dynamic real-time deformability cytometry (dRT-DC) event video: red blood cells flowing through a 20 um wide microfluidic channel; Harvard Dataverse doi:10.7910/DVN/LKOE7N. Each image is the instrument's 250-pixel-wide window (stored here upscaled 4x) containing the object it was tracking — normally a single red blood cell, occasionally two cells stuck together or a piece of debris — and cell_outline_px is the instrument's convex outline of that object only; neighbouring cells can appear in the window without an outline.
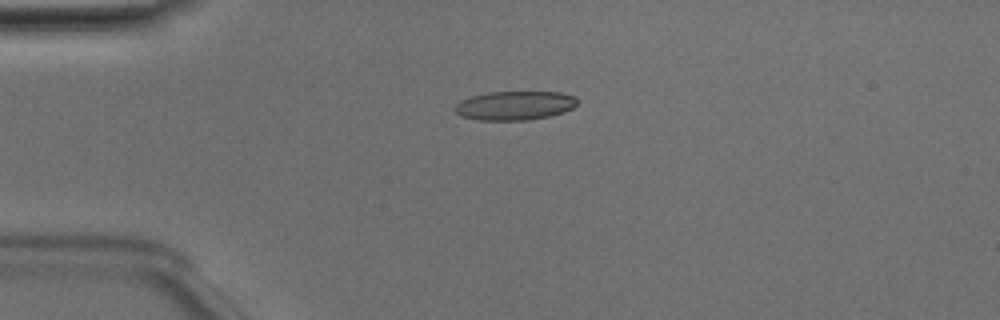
{"species": "Egyptian fruit bat (a non-hibernating species)", "species_latin": "Rousettus aegyptiacus", "temperature_condition": "room temperature", "stored_images_in_passage": 39, "camera_frame_rate_fps": 3000, "um_per_image_px": 0.085, "animal": {"sex": "male"}, "frame": {"image": 1, "passage_image": 1, "time_ms": 0.0, "image_size_px": [1000, 320], "cell_outline_px": [[580, 100], [572, 108], [564, 112], [548, 116], [528, 120], [476, 120], [460, 116], [452, 108], [460, 100], [472, 96], [488, 92], [560, 92], [576, 96]], "centroid_in_image_um": [43.75, 8.97], "position_along_channel_um": 41.3, "area_um2": 20.87}}
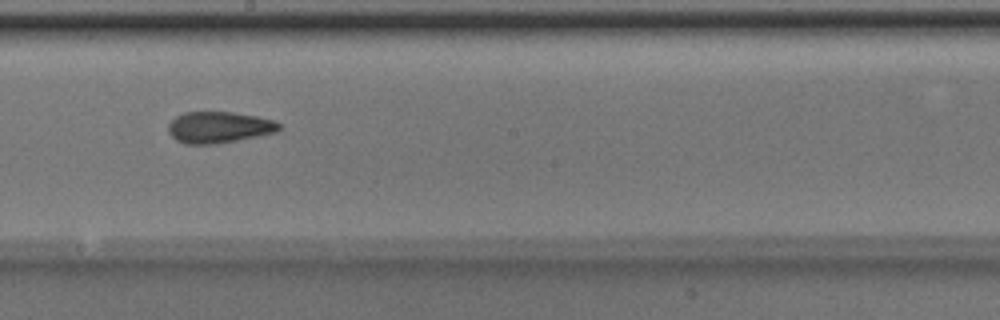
{"frame": {"image": 2, "passage_image": 17, "time_ms": 5.333, "image_size_px": [1000, 320], "cell_outline_px": [[280, 128], [276, 132], [216, 144], [184, 144], [176, 140], [168, 132], [168, 124], [176, 116], [184, 112], [232, 112], [256, 116], [276, 120], [280, 124]], "centroid_in_image_um": [18.59, 10.82], "position_along_channel_um": 229.6, "area_um2": 20.23}}
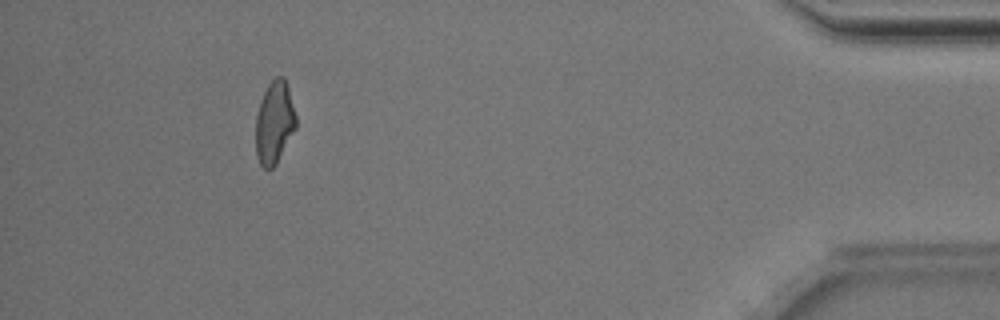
{"frame": {"image": 3, "passage_image": 35, "time_ms": 11.333, "image_size_px": [1000, 320], "cell_outline_px": [[296, 128], [276, 164], [272, 168], [264, 168], [260, 164], [256, 156], [256, 116], [260, 100], [268, 84], [276, 76], [284, 76], [288, 88], [296, 116]], "centroid_in_image_um": [23.32, 10.41], "position_along_channel_um": 411.9, "area_um2": 19.31}, "authors_computed_cell_mechanics": {"area_um2": 19.8254, "velocity_mm_per_s": 4.0223, "shape_relaxation_time_tau1_ms": 4.477, "shape_relaxation_time_tau2_ms": 1.8706, "deformation_change_tau1": 0.166, "deformation_change_tau2": 0.1004}}